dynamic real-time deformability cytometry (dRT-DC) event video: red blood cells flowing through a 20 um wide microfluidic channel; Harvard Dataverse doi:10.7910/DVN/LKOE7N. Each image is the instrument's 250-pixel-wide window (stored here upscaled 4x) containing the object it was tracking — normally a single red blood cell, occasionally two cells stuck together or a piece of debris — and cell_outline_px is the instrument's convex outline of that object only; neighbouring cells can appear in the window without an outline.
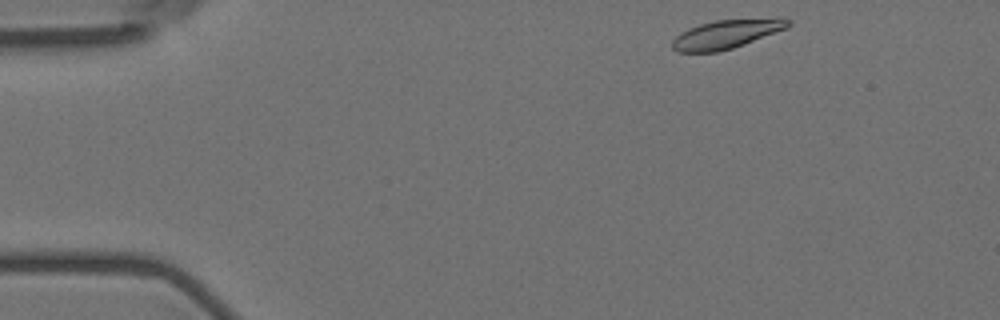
{"species": "Egyptian fruit bat (a non-hibernating species)", "species_latin": "Rousettus aegyptiacus", "temperature_condition": "room temperature", "stored_images_in_passage": 21, "camera_frame_rate_fps": 3000, "um_per_image_px": 0.085, "animal": {"sex": "female"}, "frame": {"image": 1, "passage_image": 1, "time_ms": 0.0, "image_size_px": [1000, 320], "cell_outline_px": [[792, 24], [788, 28], [732, 48], [716, 52], [676, 52], [672, 48], [672, 40], [680, 32], [688, 28], [700, 24], [716, 20], [780, 16], [792, 20]], "centroid_in_image_um": [61.81, 2.86], "position_along_channel_um": 23.2, "area_um2": 19.88}}
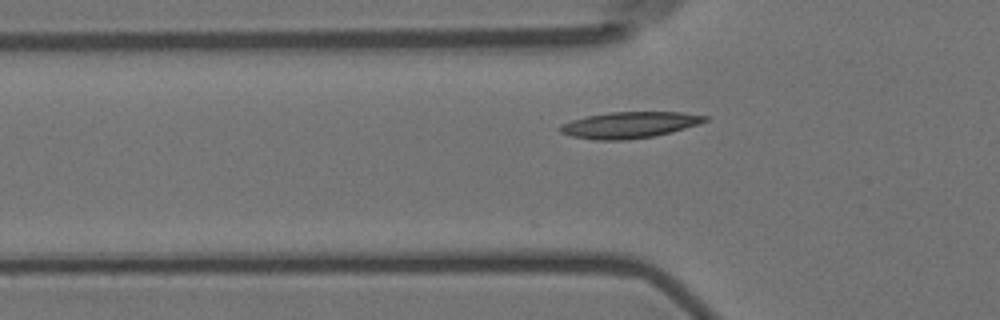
{"frame": {"image": 2, "passage_image": 12, "time_ms": 3.667, "image_size_px": [1000, 320], "cell_outline_px": [[708, 120], [700, 124], [672, 132], [652, 136], [624, 140], [596, 140], [572, 136], [560, 132], [556, 128], [560, 124], [572, 120], [588, 116], [612, 112], [684, 112], [708, 116]], "centroid_in_image_um": [53.51, 10.62], "position_along_channel_um": 72.3, "area_um2": 22.2}}
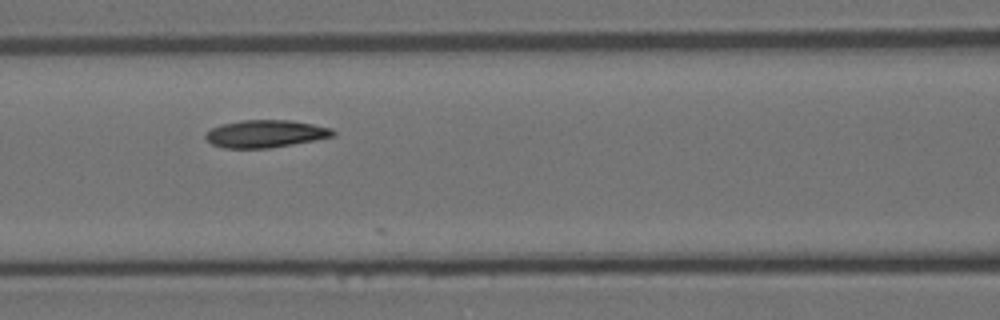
{"frame": {"image": 3, "passage_image": 18, "time_ms": 5.667, "image_size_px": [1000, 320], "cell_outline_px": [[336, 136], [316, 140], [268, 148], [224, 148], [212, 144], [204, 136], [212, 128], [220, 124], [240, 120], [288, 120], [312, 124], [332, 128], [336, 132]], "centroid_in_image_um": [22.59, 11.36], "position_along_channel_um": 144.0, "area_um2": 20.4}}